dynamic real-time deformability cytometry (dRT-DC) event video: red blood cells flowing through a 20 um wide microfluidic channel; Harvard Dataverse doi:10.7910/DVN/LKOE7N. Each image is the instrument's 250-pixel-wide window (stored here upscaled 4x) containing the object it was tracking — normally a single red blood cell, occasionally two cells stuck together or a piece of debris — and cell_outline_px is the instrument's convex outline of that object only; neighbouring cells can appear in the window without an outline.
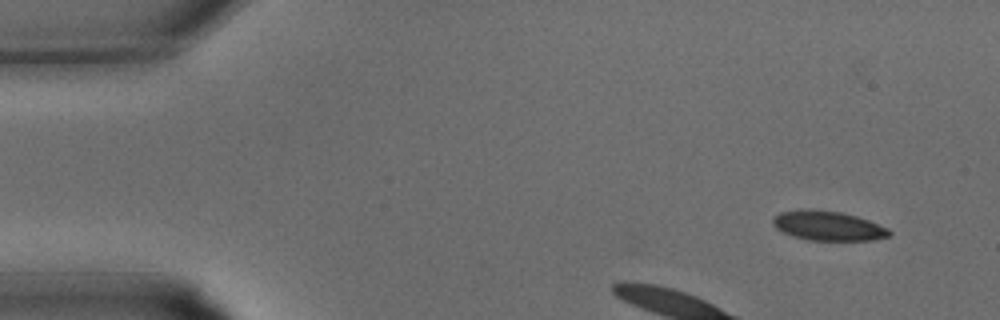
{"species": "common noctule bat (a hibernating species)", "species_latin": "Nyctalus noctula", "temperature_condition": "warm", "stored_images_in_passage": 25, "camera_frame_rate_fps": 3000, "um_per_image_px": 0.085, "animal": {"sex": "male", "body_mass_g": 15.6}, "frame": {"image": 1, "passage_image": 1, "time_ms": 0.0, "image_size_px": [1000, 320], "cell_outline_px": [[892, 232], [888, 236], [872, 240], [808, 240], [792, 236], [776, 228], [772, 224], [772, 220], [780, 212], [800, 208], [812, 208], [840, 212], [856, 216], [868, 220], [888, 228]], "centroid_in_image_um": [70.35, 19.17], "position_along_channel_um": 14.7, "area_um2": 20.11}}
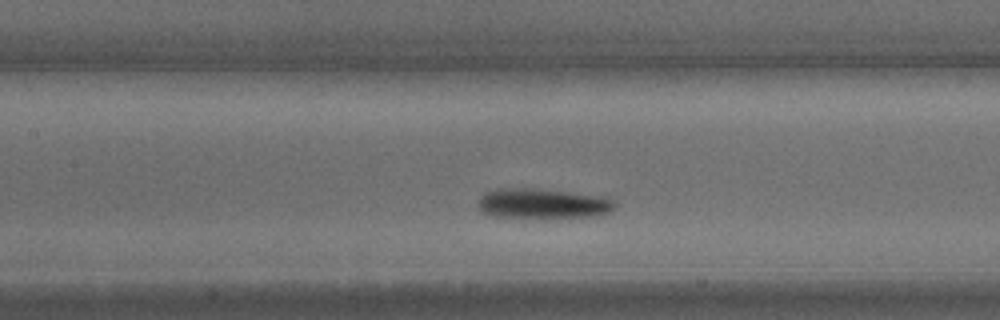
{"frame": {"image": 2, "passage_image": 11, "time_ms": 3.333, "image_size_px": [1000, 320], "cell_outline_px": [[616, 208], [600, 216], [544, 220], [492, 216], [480, 212], [476, 204], [480, 196], [484, 192], [504, 188], [536, 188], [600, 196], [616, 200]], "centroid_in_image_um": [46.12, 17.35], "position_along_channel_um": 161.3, "area_um2": 25.2}}